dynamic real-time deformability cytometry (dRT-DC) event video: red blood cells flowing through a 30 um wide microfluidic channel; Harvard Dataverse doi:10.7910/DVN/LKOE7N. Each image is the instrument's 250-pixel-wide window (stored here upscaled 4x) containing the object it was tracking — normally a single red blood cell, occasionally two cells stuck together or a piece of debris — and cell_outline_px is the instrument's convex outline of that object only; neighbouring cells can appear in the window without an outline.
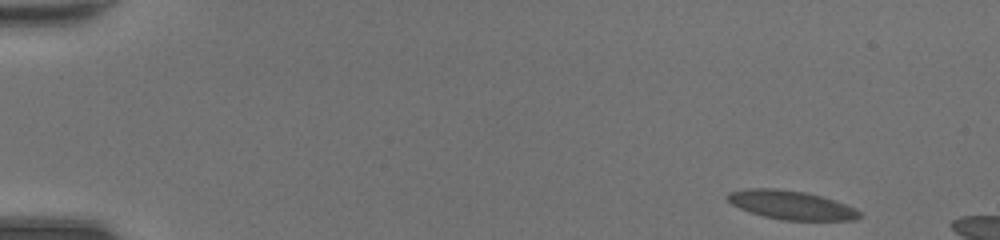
{"species": "common noctule bat (a hibernating species)", "species_latin": "Nyctalus noctula", "temperature_condition": "room temperature", "stored_images_in_passage": 9, "camera_frame_rate_fps": 3000, "um_per_image_px": 0.085, "animal": {"sex": "female", "body_mass_g": 20.0, "forearm_length_mm": 54.0}, "frame": {"image": 1, "passage_image": 1, "time_ms": 0.0, "image_size_px": [1000, 240], "cell_outline_px": [[864, 216], [856, 220], [784, 220], [764, 216], [740, 208], [732, 204], [724, 196], [728, 192], [748, 188], [776, 188], [804, 192], [820, 196], [856, 208]], "centroid_in_image_um": [67.25, 17.42], "position_along_channel_um": 17.7, "area_um2": 22.02}}